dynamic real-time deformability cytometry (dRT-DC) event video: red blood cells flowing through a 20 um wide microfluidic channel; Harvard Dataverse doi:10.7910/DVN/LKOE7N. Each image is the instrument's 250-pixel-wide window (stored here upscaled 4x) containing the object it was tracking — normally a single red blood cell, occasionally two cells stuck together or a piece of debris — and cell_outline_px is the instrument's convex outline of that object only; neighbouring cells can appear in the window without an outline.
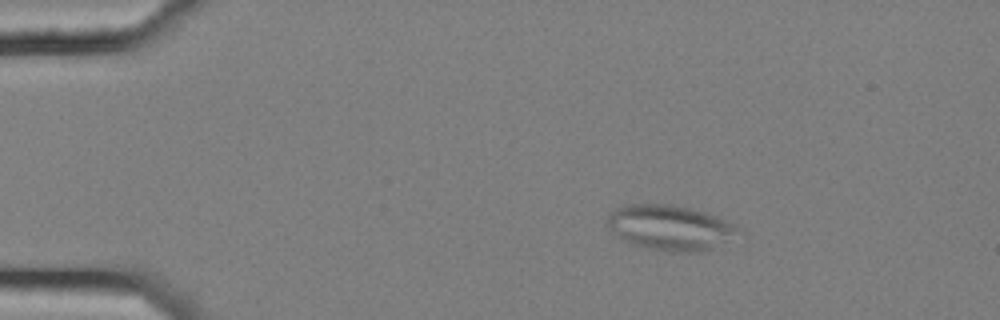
{"species": "common noctule bat (a hibernating species)", "species_latin": "Nyctalus noctula", "temperature_condition": "cold", "stored_images_in_passage": 5, "camera_frame_rate_fps": 3000, "um_per_image_px": 0.085, "animal": {"sex": "female", "body_mass_g": 25.1}, "frame": {"image": 1, "passage_image": 2, "time_ms": 0.333, "image_size_px": [1000, 320], "cell_outline_px": [[740, 232], [712, 248], [700, 252], [672, 252], [648, 248], [632, 244], [624, 240], [604, 224], [608, 216], [616, 208], [628, 204], [668, 204], [688, 208], [704, 212], [716, 216], [736, 224]], "centroid_in_image_um": [56.93, 19.34], "position_along_channel_um": 28.1, "area_um2": 34.1}}
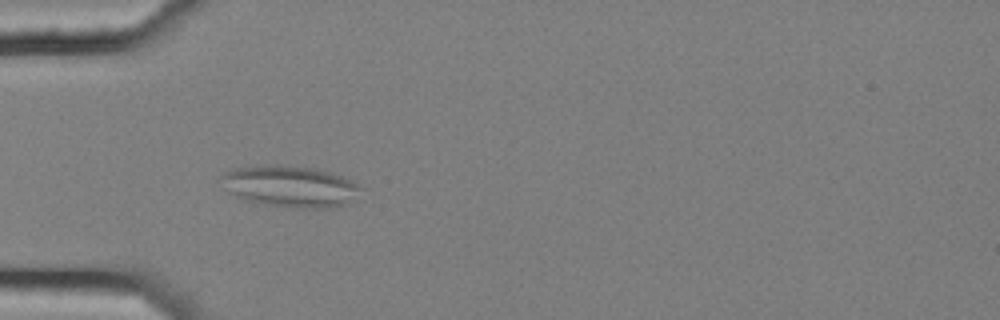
{"frame": {"image": 2, "passage_image": 4, "time_ms": 1.0, "image_size_px": [1000, 320], "cell_outline_px": [[364, 188], [356, 200], [348, 204], [336, 208], [296, 208], [264, 204], [240, 200], [228, 192], [224, 188], [220, 176], [224, 172], [232, 168], [316, 168], [332, 172]], "centroid_in_image_um": [24.72, 15.92], "position_along_channel_um": 60.3, "area_um2": 33.18}}